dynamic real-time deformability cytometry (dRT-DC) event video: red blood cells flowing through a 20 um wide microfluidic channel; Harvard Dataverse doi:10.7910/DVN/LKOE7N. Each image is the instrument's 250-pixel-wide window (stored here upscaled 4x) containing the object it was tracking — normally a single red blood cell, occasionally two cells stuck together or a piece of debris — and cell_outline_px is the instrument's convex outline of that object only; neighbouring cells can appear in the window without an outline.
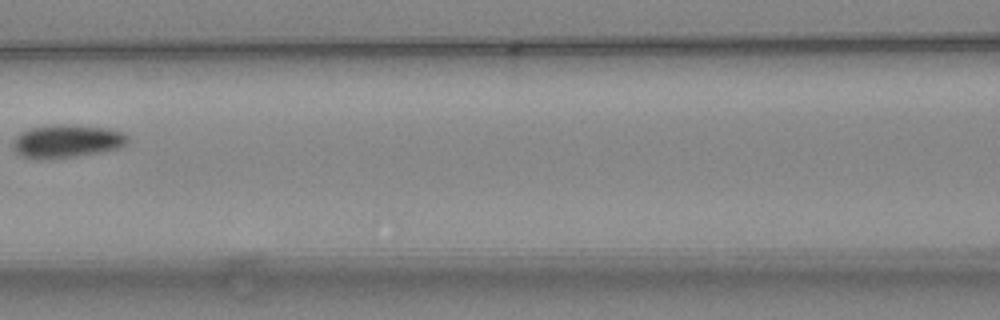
{"species": "common noctule bat (a hibernating species)", "species_latin": "Nyctalus noctula", "temperature_condition": "warm", "stored_images_in_passage": 7, "camera_frame_rate_fps": 3000, "um_per_image_px": 0.085, "animal": {"sex": "female", "body_mass_g": 24.6, "forearm_length_mm": 56.2}, "frame": {"image": 1, "passage_image": 7, "time_ms": 2.0, "image_size_px": [1000, 320], "cell_outline_px": [[128, 144], [120, 148], [104, 152], [76, 156], [44, 160], [40, 160], [20, 156], [12, 148], [12, 140], [20, 132], [32, 128], [52, 124], [68, 124], [108, 128], [124, 132], [128, 136]], "centroid_in_image_um": [5.68, 12.01], "position_along_channel_um": 160.9, "area_um2": 22.72}}